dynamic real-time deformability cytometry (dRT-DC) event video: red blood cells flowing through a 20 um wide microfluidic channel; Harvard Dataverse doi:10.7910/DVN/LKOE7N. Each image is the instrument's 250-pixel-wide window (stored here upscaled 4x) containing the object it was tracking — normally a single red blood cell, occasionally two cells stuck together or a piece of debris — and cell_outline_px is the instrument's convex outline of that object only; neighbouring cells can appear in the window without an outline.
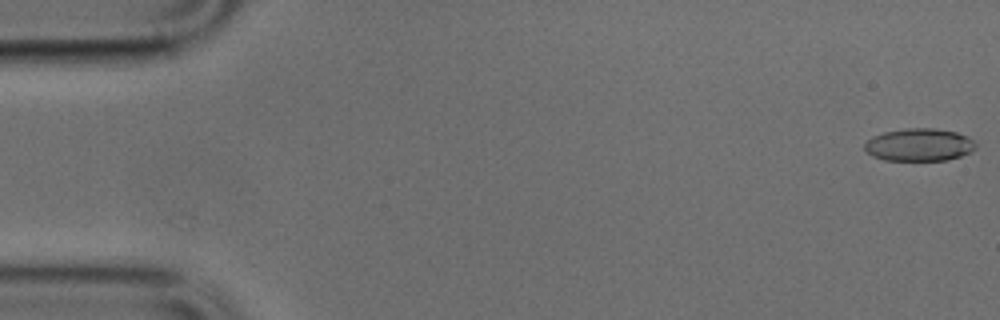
{"species": "common noctule bat (a hibernating species)", "species_latin": "Nyctalus noctula", "temperature_condition": "cold", "stored_images_in_passage": 50, "camera_frame_rate_fps": 3000, "um_per_image_px": 0.085, "animal": {"sex": "male", "body_mass_g": 17.9, "forearm_length_mm": 54.2}, "frame": {"image": 1, "passage_image": 1, "time_ms": 0.0, "image_size_px": [1000, 320], "cell_outline_px": [[976, 148], [972, 152], [948, 160], [884, 160], [872, 156], [864, 148], [864, 144], [872, 136], [884, 132], [908, 128], [932, 128], [956, 132], [968, 136], [976, 144]], "centroid_in_image_um": [78.14, 12.31], "position_along_channel_um": 6.9, "area_um2": 21.15}}
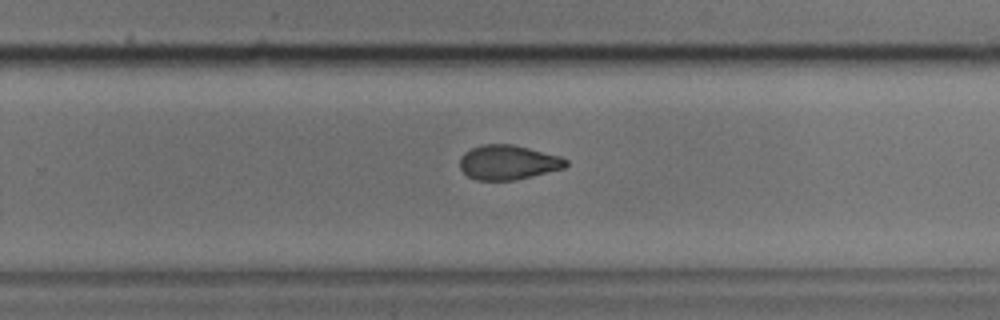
{"frame": {"image": 2, "passage_image": 32, "time_ms": 10.333, "image_size_px": [1000, 320], "cell_outline_px": [[568, 164], [564, 168], [512, 180], [476, 180], [468, 176], [460, 168], [460, 156], [464, 152], [480, 144], [512, 144], [560, 156], [568, 160]], "centroid_in_image_um": [43.15, 13.79], "position_along_channel_um": 286.6, "area_um2": 21.21}}
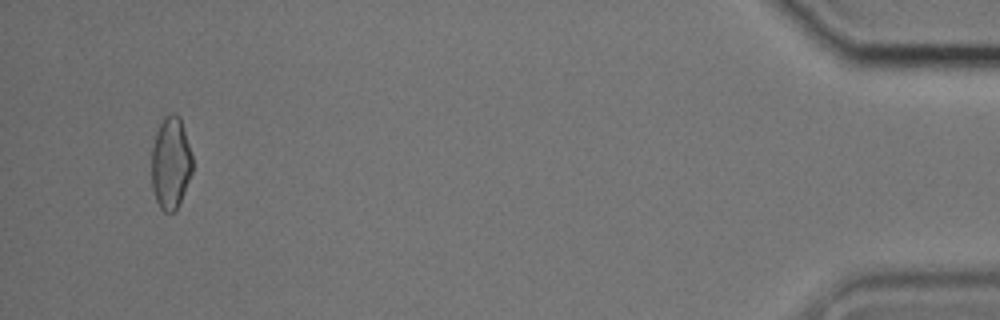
{"frame": {"image": 3, "passage_image": 48, "time_ms": 15.667, "image_size_px": [1000, 320], "cell_outline_px": [[192, 172], [184, 192], [176, 208], [172, 212], [164, 212], [160, 208], [156, 200], [152, 188], [152, 148], [156, 132], [160, 120], [164, 116], [172, 112], [176, 112], [180, 116], [192, 156]], "centroid_in_image_um": [14.5, 13.8], "position_along_channel_um": 420.7, "area_um2": 21.96}}